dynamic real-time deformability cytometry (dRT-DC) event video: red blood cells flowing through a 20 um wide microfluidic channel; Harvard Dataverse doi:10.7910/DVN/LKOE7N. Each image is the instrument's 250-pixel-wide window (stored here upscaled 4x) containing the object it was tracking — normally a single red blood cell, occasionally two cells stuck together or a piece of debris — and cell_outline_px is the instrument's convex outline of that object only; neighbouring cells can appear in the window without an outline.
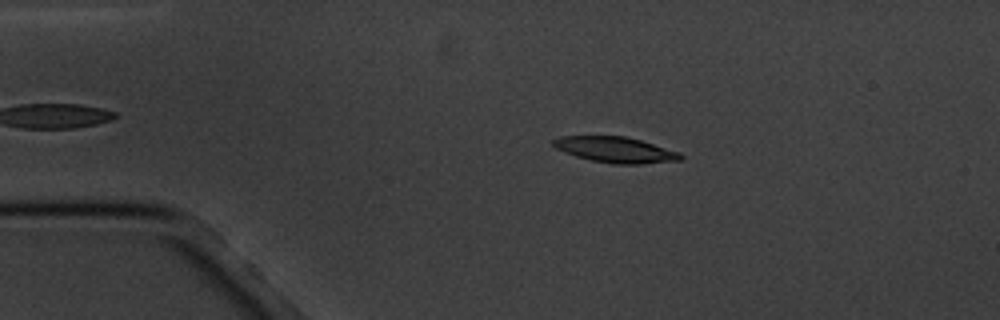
{"species": "common noctule bat (a hibernating species)", "species_latin": "Nyctalus noctula", "temperature_condition": "cold", "stored_images_in_passage": 5, "camera_frame_rate_fps": 3000, "um_per_image_px": 0.085, "animal": {"sex": "male", "body_mass_g": 20.1, "forearm_length_mm": 53.5}, "frame": {"image": 1, "passage_image": 2, "time_ms": 1.0, "image_size_px": [1000, 320], "cell_outline_px": [[684, 156], [680, 160], [640, 164], [612, 164], [592, 160], [576, 156], [564, 152], [556, 148], [552, 144], [552, 140], [560, 136], [624, 136], [640, 140], [680, 152]], "centroid_in_image_um": [52.31, 12.73], "position_along_channel_um": 32.7, "area_um2": 19.02}}
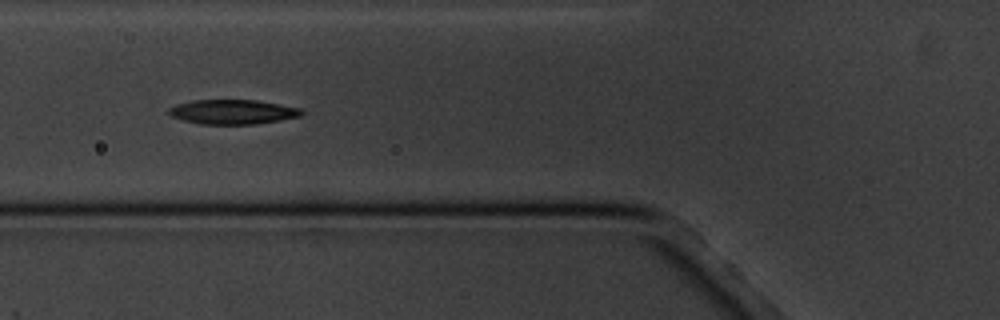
{"frame": {"image": 2, "passage_image": 4, "time_ms": 4.333, "image_size_px": [1000, 320], "cell_outline_px": [[304, 112], [300, 116], [280, 120], [256, 124], [200, 124], [184, 120], [172, 116], [168, 112], [168, 108], [176, 104], [192, 100], [256, 100], [300, 108]], "centroid_in_image_um": [19.76, 9.51], "position_along_channel_um": 106.0, "area_um2": 18.9}}
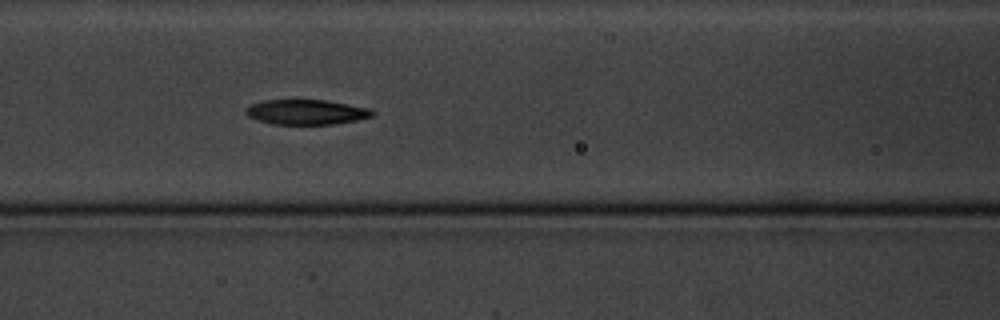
{"frame": {"image": 3, "passage_image": 5, "time_ms": 5.333, "image_size_px": [1000, 320], "cell_outline_px": [[376, 112], [372, 116], [356, 120], [332, 124], [272, 124], [256, 120], [248, 116], [244, 112], [244, 108], [252, 104], [264, 100], [324, 100], [368, 108]], "centroid_in_image_um": [25.98, 9.53], "position_along_channel_um": 140.6, "area_um2": 18.32}}